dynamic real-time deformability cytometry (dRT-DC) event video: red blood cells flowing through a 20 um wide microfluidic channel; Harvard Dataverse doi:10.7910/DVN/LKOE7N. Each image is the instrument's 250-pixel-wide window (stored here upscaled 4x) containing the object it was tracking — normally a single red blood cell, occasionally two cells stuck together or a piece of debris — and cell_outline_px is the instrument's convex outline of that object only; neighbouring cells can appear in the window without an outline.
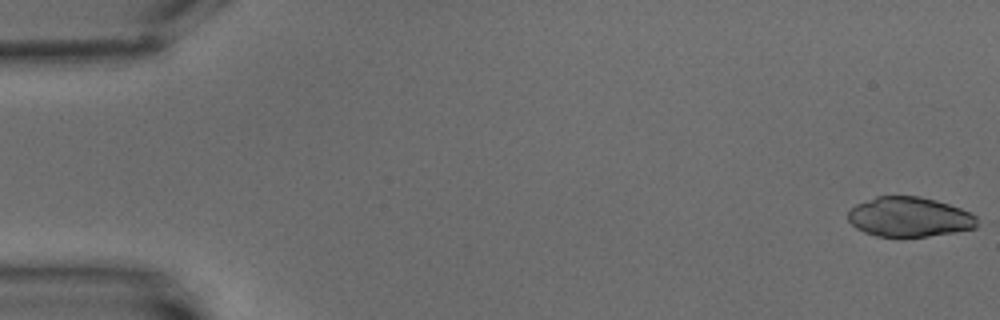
{"species": "common noctule bat (a hibernating species)", "species_latin": "Nyctalus noctula", "temperature_condition": "warm", "stored_images_in_passage": 5, "camera_frame_rate_fps": 3000, "um_per_image_px": 0.085, "animal": {"sex": "male", "body_mass_g": 15.6}, "frame": {"image": 1, "passage_image": 1, "time_ms": 0.0, "image_size_px": [1000, 320], "cell_outline_px": [[984, 224], [976, 228], [956, 232], [928, 236], [876, 236], [864, 232], [856, 228], [848, 220], [848, 212], [856, 204], [876, 196], [920, 196], [936, 200], [960, 208], [984, 220]], "centroid_in_image_um": [77.37, 18.44], "position_along_channel_um": 7.6, "area_um2": 30.23}}